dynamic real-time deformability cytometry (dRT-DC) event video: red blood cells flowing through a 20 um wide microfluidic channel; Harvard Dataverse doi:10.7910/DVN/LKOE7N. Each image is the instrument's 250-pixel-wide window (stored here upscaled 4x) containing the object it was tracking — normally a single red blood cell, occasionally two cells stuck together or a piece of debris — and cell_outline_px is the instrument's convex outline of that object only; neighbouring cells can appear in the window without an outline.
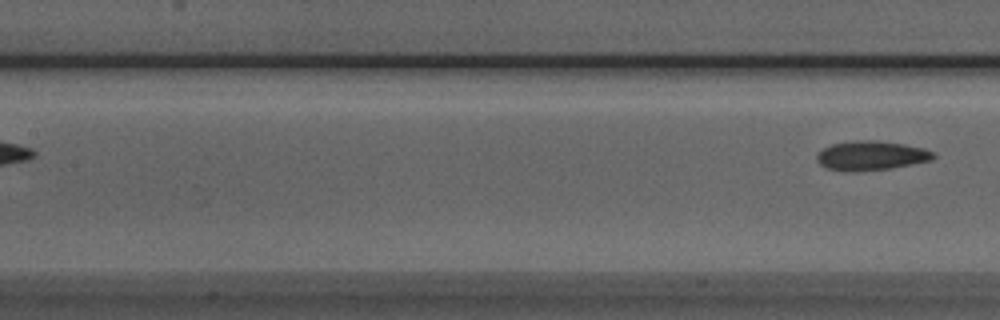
{"species": "Egyptian fruit bat (a non-hibernating species)", "species_latin": "Rousettus aegyptiacus", "temperature_condition": "room temperature", "stored_images_in_passage": 8, "camera_frame_rate_fps": 3000, "um_per_image_px": 0.085, "animal": {"sex": "male"}, "frame": {"image": 1, "passage_image": 8, "time_ms": 8.0, "image_size_px": [1000, 320], "cell_outline_px": [[936, 156], [932, 160], [888, 168], [828, 168], [820, 164], [816, 160], [816, 156], [824, 148], [832, 144], [856, 140], [876, 140], [904, 144], [924, 148], [936, 152]], "centroid_in_image_um": [74.13, 13.16], "position_along_channel_um": 133.3, "area_um2": 18.9}}